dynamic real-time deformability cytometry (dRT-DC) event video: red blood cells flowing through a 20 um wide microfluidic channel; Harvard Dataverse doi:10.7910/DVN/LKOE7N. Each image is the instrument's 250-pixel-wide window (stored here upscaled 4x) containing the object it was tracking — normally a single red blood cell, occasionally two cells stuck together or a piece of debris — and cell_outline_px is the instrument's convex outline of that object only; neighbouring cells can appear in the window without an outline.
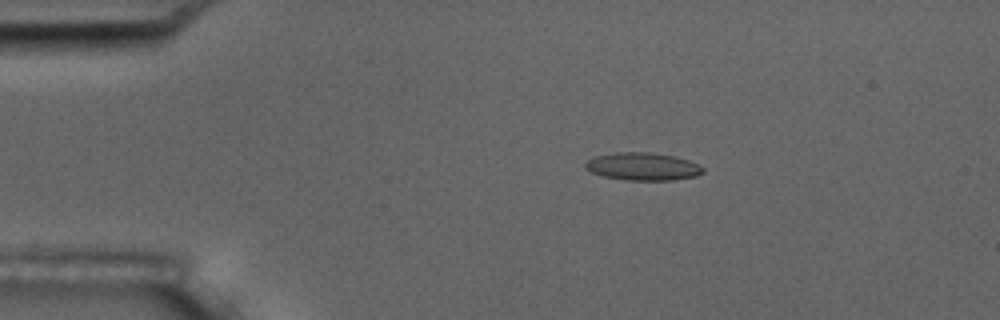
{"species": "common noctule bat (a hibernating species)", "species_latin": "Nyctalus noctula", "temperature_condition": "room temperature", "stored_images_in_passage": 5, "camera_frame_rate_fps": 3000, "um_per_image_px": 0.085, "animal": {"sex": "male", "body_mass_g": 17.5, "forearm_length_mm": 52.3}, "frame": {"image": 1, "passage_image": 2, "time_ms": 1.333, "image_size_px": [1000, 320], "cell_outline_px": [[704, 172], [696, 176], [672, 180], [624, 180], [604, 176], [592, 172], [584, 168], [584, 164], [592, 156], [616, 152], [652, 152], [676, 156], [700, 164], [704, 168]], "centroid_in_image_um": [54.64, 14.14], "position_along_channel_um": 30.4, "area_um2": 19.25}}
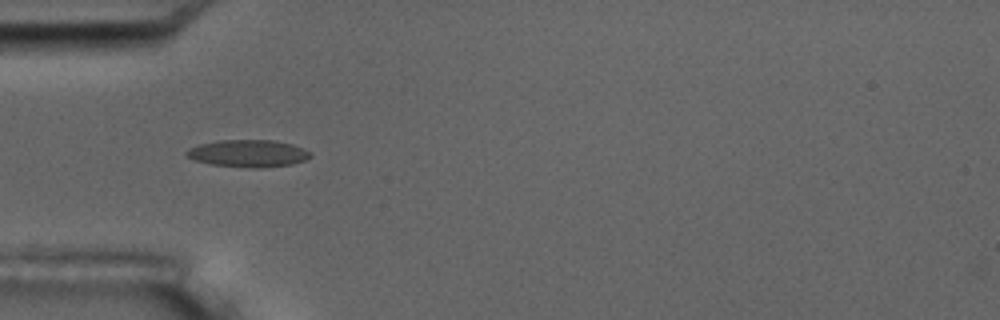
{"frame": {"image": 2, "passage_image": 4, "time_ms": 3.667, "image_size_px": [1000, 320], "cell_outline_px": [[312, 156], [304, 160], [292, 164], [260, 168], [252, 168], [212, 164], [192, 160], [184, 156], [184, 152], [188, 148], [200, 144], [220, 140], [272, 140], [292, 144], [304, 148], [312, 152]], "centroid_in_image_um": [21.07, 13.04], "position_along_channel_um": 63.9, "area_um2": 19.83}}